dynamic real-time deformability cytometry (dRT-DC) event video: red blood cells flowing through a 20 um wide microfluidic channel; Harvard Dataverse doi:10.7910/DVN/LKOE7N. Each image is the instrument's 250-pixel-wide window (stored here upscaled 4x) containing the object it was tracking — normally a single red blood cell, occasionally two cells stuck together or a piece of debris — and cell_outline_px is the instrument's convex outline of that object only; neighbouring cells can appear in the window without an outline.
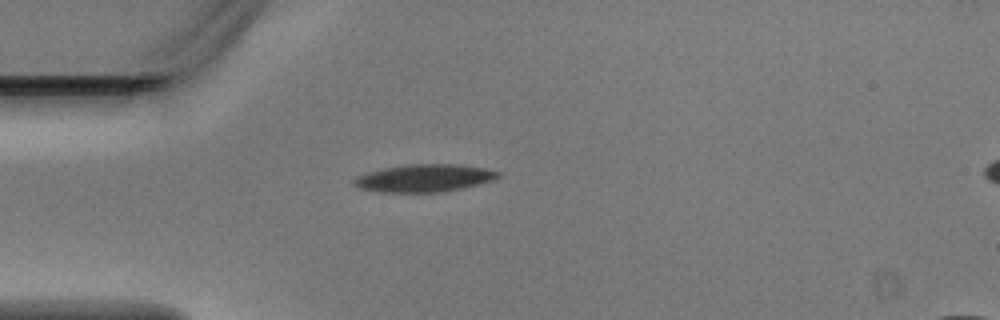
{"species": "Egyptian fruit bat (a non-hibernating species)", "species_latin": "Rousettus aegyptiacus", "temperature_condition": "warm", "stored_images_in_passage": 1, "camera_frame_rate_fps": 3000, "um_per_image_px": 0.085, "animal": {"sex": "male"}, "frame": {"image": 1, "passage_image": 1, "time_ms": 0.0, "image_size_px": [1000, 320], "cell_outline_px": [[500, 176], [496, 180], [444, 192], [376, 192], [360, 188], [352, 184], [352, 180], [356, 176], [368, 172], [384, 168], [408, 164], [456, 164], [484, 168], [500, 172]], "centroid_in_image_um": [36.05, 15.14], "position_along_channel_um": 48.9, "area_um2": 23.29}}